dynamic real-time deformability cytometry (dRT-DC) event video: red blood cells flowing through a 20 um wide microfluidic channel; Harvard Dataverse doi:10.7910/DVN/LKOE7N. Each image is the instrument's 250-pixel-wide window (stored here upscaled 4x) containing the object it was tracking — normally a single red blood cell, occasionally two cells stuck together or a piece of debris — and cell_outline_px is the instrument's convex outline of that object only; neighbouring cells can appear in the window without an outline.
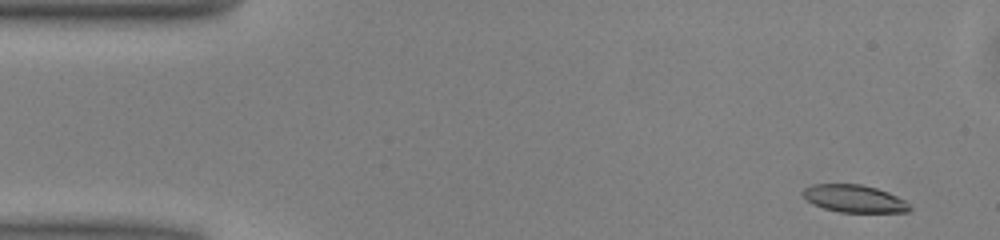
{"species": "common noctule bat (a hibernating species)", "species_latin": "Nyctalus noctula", "temperature_condition": "warm", "stored_images_in_passage": 50, "camera_frame_rate_fps": 3000, "um_per_image_px": 0.085, "animal": {"sex": "male", "body_mass_g": 13.0, "forearm_length_mm": 53.1}, "frame": {"image": 1, "passage_image": 2, "time_ms": 0.333, "image_size_px": [1000, 240], "cell_outline_px": [[912, 208], [908, 212], [840, 212], [824, 208], [812, 204], [800, 192], [804, 188], [812, 184], [860, 184], [876, 188], [888, 192], [904, 200]], "centroid_in_image_um": [72.59, 16.88], "position_along_channel_um": 12.4, "area_um2": 17.05}}
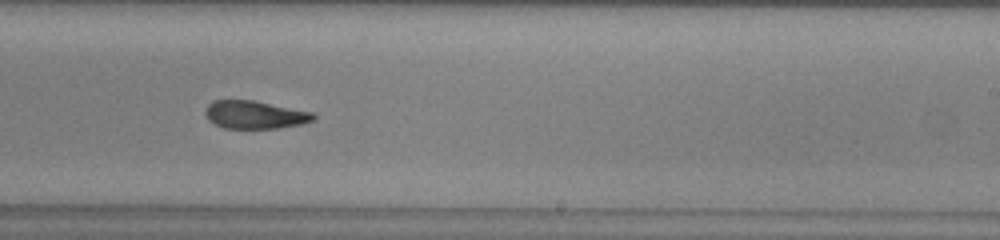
{"frame": {"image": 2, "passage_image": 29, "time_ms": 9.333, "image_size_px": [1000, 240], "cell_outline_px": [[316, 116], [312, 120], [300, 124], [276, 128], [224, 128], [208, 120], [204, 112], [208, 104], [212, 100], [252, 100], [312, 112]], "centroid_in_image_um": [21.61, 9.74], "position_along_channel_um": 267.4, "area_um2": 17.4}}
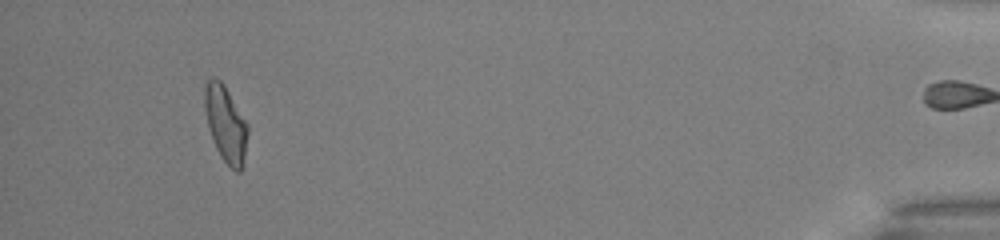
{"frame": {"image": 3, "passage_image": 46, "time_ms": 15.0, "image_size_px": [1000, 240], "cell_outline_px": [[248, 132], [244, 164], [240, 172], [236, 172], [220, 156], [216, 148], [208, 124], [204, 108], [204, 84], [212, 76], [216, 76], [224, 84], [248, 124]], "centroid_in_image_um": [19.19, 10.5], "position_along_channel_um": 416.0, "area_um2": 19.19}, "authors_computed_cell_mechanics": {"area_um2": 18.4093, "velocity_mm_per_s": 4.0321, "shape_relaxation_time_tau1_ms": 5.3318, "shape_relaxation_time_tau2_ms": 2.7996, "deformation_change_tau1": 0.1728, "deformation_change_tau2": 0.1049}}